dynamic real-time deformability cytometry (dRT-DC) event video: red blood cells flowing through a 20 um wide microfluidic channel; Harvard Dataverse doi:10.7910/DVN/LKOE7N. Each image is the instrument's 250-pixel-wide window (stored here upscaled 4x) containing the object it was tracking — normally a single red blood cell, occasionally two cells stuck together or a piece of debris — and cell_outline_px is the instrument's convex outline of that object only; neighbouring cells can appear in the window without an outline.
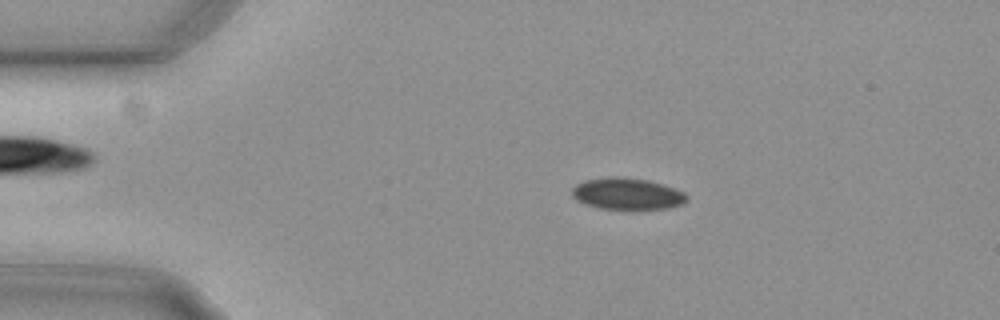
{"species": "common noctule bat (a hibernating species)", "species_latin": "Nyctalus noctula", "temperature_condition": "cold", "stored_images_in_passage": 51, "camera_frame_rate_fps": 3000, "um_per_image_px": 0.085, "animal": {"sex": "female", "body_mass_g": 29.2, "forearm_length_mm": 56.3}, "frame": {"image": 1, "passage_image": 7, "time_ms": 2.0, "image_size_px": [1000, 320], "cell_outline_px": [[688, 200], [684, 204], [668, 208], [632, 212], [600, 208], [584, 204], [576, 200], [572, 196], [572, 188], [576, 184], [584, 180], [612, 176], [616, 176], [648, 180], [664, 184], [684, 192], [688, 196]], "centroid_in_image_um": [53.34, 16.51], "position_along_channel_um": 31.7, "area_um2": 22.08}}
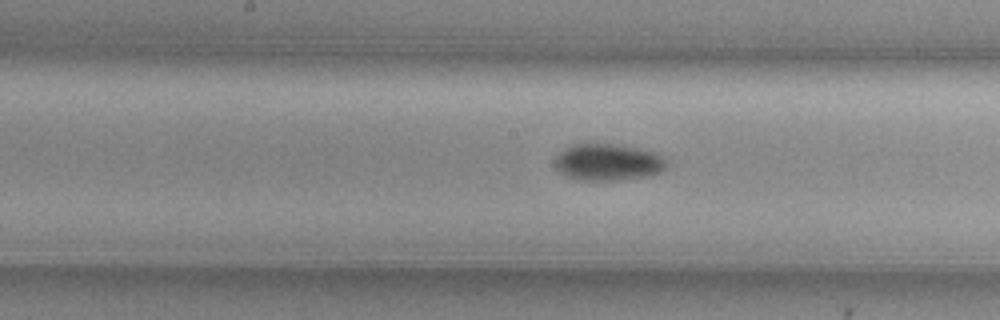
{"frame": {"image": 2, "passage_image": 24, "time_ms": 7.667, "image_size_px": [1000, 320], "cell_outline_px": [[668, 164], [660, 172], [648, 176], [620, 180], [576, 180], [560, 172], [556, 168], [556, 156], [564, 148], [572, 144], [592, 140], [620, 144], [640, 148], [652, 152], [668, 160]], "centroid_in_image_um": [51.65, 13.74], "position_along_channel_um": 196.5, "area_um2": 24.68}}
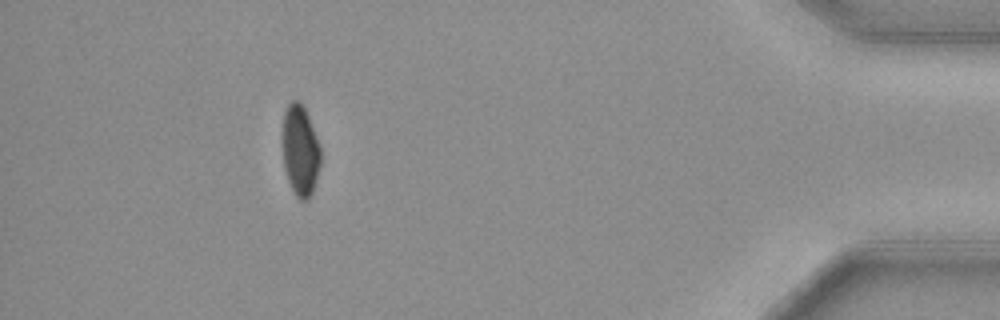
{"frame": {"image": 3, "passage_image": 46, "time_ms": 15.0, "image_size_px": [1000, 320], "cell_outline_px": [[320, 164], [316, 180], [312, 192], [308, 200], [300, 200], [296, 196], [288, 180], [284, 168], [280, 140], [284, 112], [288, 104], [292, 100], [300, 100], [308, 116], [316, 136], [320, 148]], "centroid_in_image_um": [25.47, 12.77], "position_along_channel_um": 409.7, "area_um2": 20.52}, "authors_computed_cell_mechanics": {"area_um2": 22.0796, "velocity_mm_per_s": 3.743, "shape_relaxation_time_tau1_ms": 3.2993, "shape_relaxation_time_tau2_ms": null, "deformation_change_tau1": 0.0772, "deformation_change_tau2": null}}